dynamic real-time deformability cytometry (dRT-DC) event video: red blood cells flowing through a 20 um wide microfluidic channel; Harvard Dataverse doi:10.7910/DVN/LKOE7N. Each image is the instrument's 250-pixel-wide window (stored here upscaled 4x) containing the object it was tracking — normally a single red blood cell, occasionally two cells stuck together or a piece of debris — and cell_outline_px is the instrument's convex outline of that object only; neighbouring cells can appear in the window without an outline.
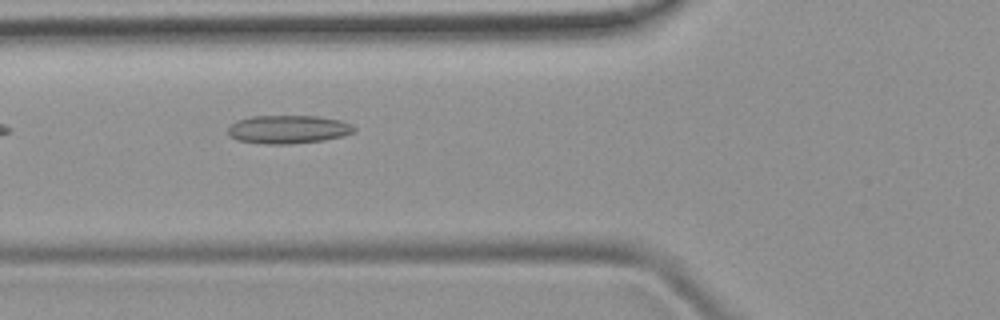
{"species": "common noctule bat (a hibernating species)", "species_latin": "Nyctalus noctula", "temperature_condition": "room temperature", "stored_images_in_passage": 6, "camera_frame_rate_fps": 3000, "um_per_image_px": 0.085, "animal": {"sex": "female", "body_mass_g": 19.9}, "frame": {"image": 1, "passage_image": 4, "time_ms": 3.333, "image_size_px": [1000, 320], "cell_outline_px": [[356, 128], [352, 132], [344, 136], [324, 140], [288, 144], [264, 144], [236, 140], [228, 136], [228, 128], [236, 120], [252, 116], [320, 116], [340, 120], [352, 124]], "centroid_in_image_um": [24.48, 10.99], "position_along_channel_um": 101.3, "area_um2": 20.98}}
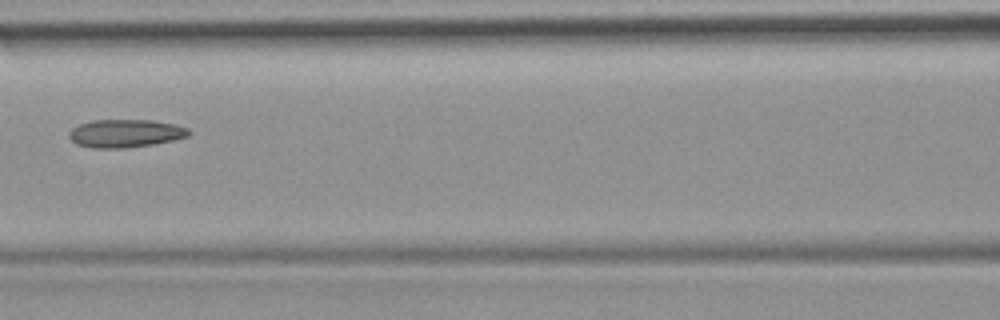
{"frame": {"image": 2, "passage_image": 5, "time_ms": 4.667, "image_size_px": [1000, 320], "cell_outline_px": [[192, 132], [188, 136], [172, 140], [152, 144], [124, 148], [92, 148], [76, 144], [68, 136], [68, 132], [72, 128], [80, 124], [92, 120], [152, 120], [176, 124], [188, 128]], "centroid_in_image_um": [10.65, 11.33], "position_along_channel_um": 155.9, "area_um2": 19.59}}
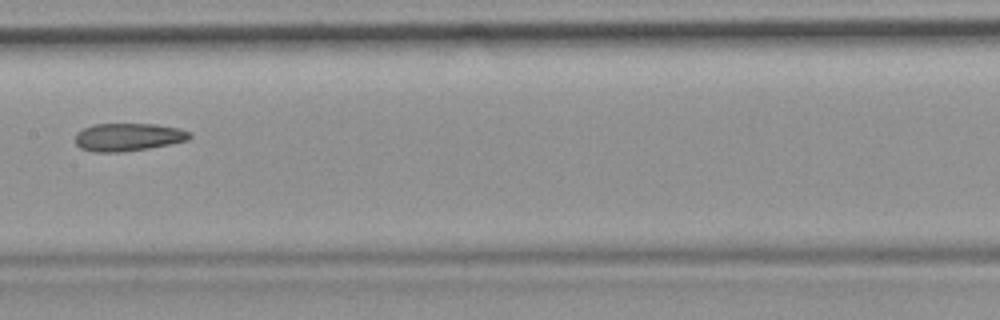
{"frame": {"image": 3, "passage_image": 6, "time_ms": 5.667, "image_size_px": [1000, 320], "cell_outline_px": [[192, 136], [188, 140], [148, 148], [120, 152], [96, 152], [80, 148], [76, 144], [76, 132], [92, 124], [156, 124], [180, 128], [192, 132]], "centroid_in_image_um": [10.91, 11.64], "position_along_channel_um": 196.5, "area_um2": 18.61}}